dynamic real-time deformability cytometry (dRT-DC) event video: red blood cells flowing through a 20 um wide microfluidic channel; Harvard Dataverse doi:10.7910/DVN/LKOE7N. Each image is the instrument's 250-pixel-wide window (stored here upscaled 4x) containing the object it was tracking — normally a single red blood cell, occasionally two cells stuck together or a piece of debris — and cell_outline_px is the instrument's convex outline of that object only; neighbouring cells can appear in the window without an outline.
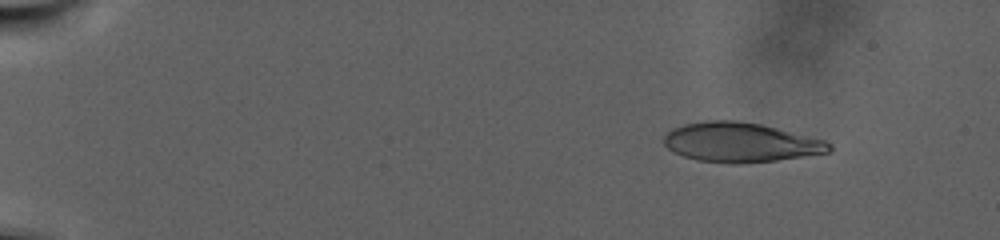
{"species": "human", "species_latin": "Homo sapiens", "temperature_condition": "warm", "stored_images_in_passage": 101, "camera_frame_rate_fps": 3000, "um_per_image_px": 0.085, "donor": {"sex": "male"}, "frame": {"image": 1, "passage_image": 13, "time_ms": 4.0, "image_size_px": [1000, 240], "cell_outline_px": [[832, 148], [828, 152], [776, 160], [740, 164], [732, 164], [696, 160], [672, 152], [664, 144], [664, 136], [672, 128], [684, 124], [708, 120], [736, 120], [760, 124], [824, 140], [832, 144]], "centroid_in_image_um": [62.9, 12.1], "position_along_channel_um": 22.1, "area_um2": 37.92}}
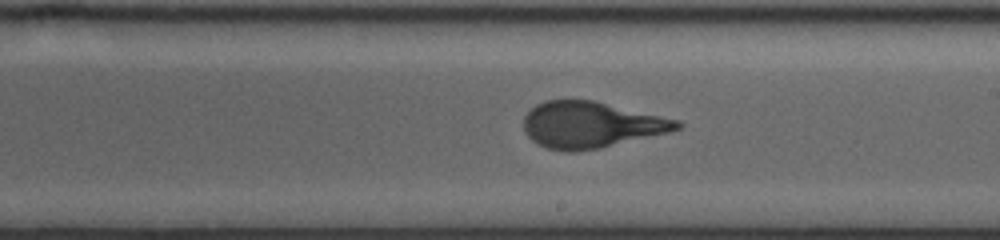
{"frame": {"image": 2, "passage_image": 63, "time_ms": 20.667, "image_size_px": [1000, 240], "cell_outline_px": [[684, 124], [680, 128], [668, 132], [600, 148], [576, 152], [564, 152], [548, 148], [532, 140], [524, 132], [524, 116], [536, 104], [544, 100], [592, 100], [680, 120]], "centroid_in_image_um": [50.22, 10.61], "position_along_channel_um": 238.8, "area_um2": 41.15}}
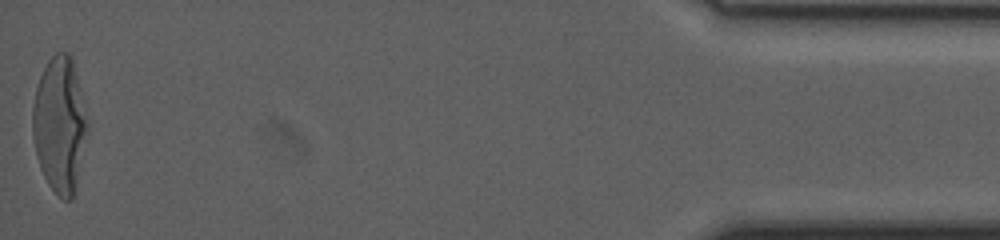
{"frame": {"image": 3, "passage_image": 101, "time_ms": 33.333, "image_size_px": [1000, 240], "cell_outline_px": [[88, 132], [72, 200], [64, 200], [48, 184], [40, 168], [36, 156], [32, 136], [32, 108], [36, 88], [40, 76], [48, 60], [56, 52], [68, 52], [72, 56], [80, 88], [88, 124]], "centroid_in_image_um": [5.06, 10.57], "position_along_channel_um": 430.1, "area_um2": 43.29}, "authors_computed_cell_mechanics": {"area_um2": 40.9224, "velocity_mm_per_s": 2.1287, "shape_relaxation_time_tau1_ms": 10.736, "shape_relaxation_time_tau2_ms": null, "deformation_change_tau1": 0.3159, "deformation_change_tau2": null}}